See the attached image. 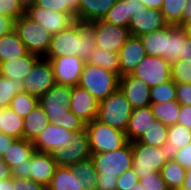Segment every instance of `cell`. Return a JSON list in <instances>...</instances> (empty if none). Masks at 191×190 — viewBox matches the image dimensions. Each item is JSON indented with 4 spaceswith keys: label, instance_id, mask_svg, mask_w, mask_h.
Listing matches in <instances>:
<instances>
[{
    "label": "cell",
    "instance_id": "f5cc1de1",
    "mask_svg": "<svg viewBox=\"0 0 191 190\" xmlns=\"http://www.w3.org/2000/svg\"><path fill=\"white\" fill-rule=\"evenodd\" d=\"M177 124L183 125L191 130V105H180Z\"/></svg>",
    "mask_w": 191,
    "mask_h": 190
},
{
    "label": "cell",
    "instance_id": "d6a6232c",
    "mask_svg": "<svg viewBox=\"0 0 191 190\" xmlns=\"http://www.w3.org/2000/svg\"><path fill=\"white\" fill-rule=\"evenodd\" d=\"M169 190H181L186 178V169L173 158L166 162L160 171Z\"/></svg>",
    "mask_w": 191,
    "mask_h": 190
},
{
    "label": "cell",
    "instance_id": "e7e4bbea",
    "mask_svg": "<svg viewBox=\"0 0 191 190\" xmlns=\"http://www.w3.org/2000/svg\"><path fill=\"white\" fill-rule=\"evenodd\" d=\"M128 190H145L142 185L138 182L137 184L133 185L130 189Z\"/></svg>",
    "mask_w": 191,
    "mask_h": 190
},
{
    "label": "cell",
    "instance_id": "94428289",
    "mask_svg": "<svg viewBox=\"0 0 191 190\" xmlns=\"http://www.w3.org/2000/svg\"><path fill=\"white\" fill-rule=\"evenodd\" d=\"M37 0H17L18 5L25 12L30 7L34 6Z\"/></svg>",
    "mask_w": 191,
    "mask_h": 190
},
{
    "label": "cell",
    "instance_id": "7c38bea8",
    "mask_svg": "<svg viewBox=\"0 0 191 190\" xmlns=\"http://www.w3.org/2000/svg\"><path fill=\"white\" fill-rule=\"evenodd\" d=\"M150 88L171 80V64L163 57L146 56L132 72Z\"/></svg>",
    "mask_w": 191,
    "mask_h": 190
},
{
    "label": "cell",
    "instance_id": "603a6c76",
    "mask_svg": "<svg viewBox=\"0 0 191 190\" xmlns=\"http://www.w3.org/2000/svg\"><path fill=\"white\" fill-rule=\"evenodd\" d=\"M154 121H156V117L150 106L134 109L125 131L128 142L137 141Z\"/></svg>",
    "mask_w": 191,
    "mask_h": 190
},
{
    "label": "cell",
    "instance_id": "4316f807",
    "mask_svg": "<svg viewBox=\"0 0 191 190\" xmlns=\"http://www.w3.org/2000/svg\"><path fill=\"white\" fill-rule=\"evenodd\" d=\"M26 46L13 29L11 32L0 37V62L20 59L28 54Z\"/></svg>",
    "mask_w": 191,
    "mask_h": 190
},
{
    "label": "cell",
    "instance_id": "1f68e13d",
    "mask_svg": "<svg viewBox=\"0 0 191 190\" xmlns=\"http://www.w3.org/2000/svg\"><path fill=\"white\" fill-rule=\"evenodd\" d=\"M0 132L14 139L23 138L24 118L16 114L11 108H3L1 111Z\"/></svg>",
    "mask_w": 191,
    "mask_h": 190
},
{
    "label": "cell",
    "instance_id": "db71d44e",
    "mask_svg": "<svg viewBox=\"0 0 191 190\" xmlns=\"http://www.w3.org/2000/svg\"><path fill=\"white\" fill-rule=\"evenodd\" d=\"M14 29V21L7 17L0 15V37L6 35Z\"/></svg>",
    "mask_w": 191,
    "mask_h": 190
},
{
    "label": "cell",
    "instance_id": "cb8c5ba5",
    "mask_svg": "<svg viewBox=\"0 0 191 190\" xmlns=\"http://www.w3.org/2000/svg\"><path fill=\"white\" fill-rule=\"evenodd\" d=\"M139 38L147 56L165 58L168 55L169 24Z\"/></svg>",
    "mask_w": 191,
    "mask_h": 190
},
{
    "label": "cell",
    "instance_id": "60d3db41",
    "mask_svg": "<svg viewBox=\"0 0 191 190\" xmlns=\"http://www.w3.org/2000/svg\"><path fill=\"white\" fill-rule=\"evenodd\" d=\"M36 105H38V97L23 91L12 98L9 108L20 117L25 118Z\"/></svg>",
    "mask_w": 191,
    "mask_h": 190
},
{
    "label": "cell",
    "instance_id": "44dd1931",
    "mask_svg": "<svg viewBox=\"0 0 191 190\" xmlns=\"http://www.w3.org/2000/svg\"><path fill=\"white\" fill-rule=\"evenodd\" d=\"M146 56L140 38L131 36L118 52L120 77L132 74L135 68Z\"/></svg>",
    "mask_w": 191,
    "mask_h": 190
},
{
    "label": "cell",
    "instance_id": "f1b7e54d",
    "mask_svg": "<svg viewBox=\"0 0 191 190\" xmlns=\"http://www.w3.org/2000/svg\"><path fill=\"white\" fill-rule=\"evenodd\" d=\"M47 190H83L80 176H75L67 166H57Z\"/></svg>",
    "mask_w": 191,
    "mask_h": 190
},
{
    "label": "cell",
    "instance_id": "ee69618b",
    "mask_svg": "<svg viewBox=\"0 0 191 190\" xmlns=\"http://www.w3.org/2000/svg\"><path fill=\"white\" fill-rule=\"evenodd\" d=\"M176 100V86L172 80L166 81L150 89L151 104Z\"/></svg>",
    "mask_w": 191,
    "mask_h": 190
},
{
    "label": "cell",
    "instance_id": "f907efd6",
    "mask_svg": "<svg viewBox=\"0 0 191 190\" xmlns=\"http://www.w3.org/2000/svg\"><path fill=\"white\" fill-rule=\"evenodd\" d=\"M173 159L186 170L191 168V142L181 149L173 151Z\"/></svg>",
    "mask_w": 191,
    "mask_h": 190
},
{
    "label": "cell",
    "instance_id": "9a60e30c",
    "mask_svg": "<svg viewBox=\"0 0 191 190\" xmlns=\"http://www.w3.org/2000/svg\"><path fill=\"white\" fill-rule=\"evenodd\" d=\"M46 59L52 63L56 84L71 87L79 85L80 75L85 65L80 57L68 55Z\"/></svg>",
    "mask_w": 191,
    "mask_h": 190
},
{
    "label": "cell",
    "instance_id": "7dc6e473",
    "mask_svg": "<svg viewBox=\"0 0 191 190\" xmlns=\"http://www.w3.org/2000/svg\"><path fill=\"white\" fill-rule=\"evenodd\" d=\"M0 15L11 18L14 22L24 15L17 0H0Z\"/></svg>",
    "mask_w": 191,
    "mask_h": 190
},
{
    "label": "cell",
    "instance_id": "83f0119b",
    "mask_svg": "<svg viewBox=\"0 0 191 190\" xmlns=\"http://www.w3.org/2000/svg\"><path fill=\"white\" fill-rule=\"evenodd\" d=\"M49 124L45 111L38 104L24 118L23 139L33 142Z\"/></svg>",
    "mask_w": 191,
    "mask_h": 190
},
{
    "label": "cell",
    "instance_id": "277c9868",
    "mask_svg": "<svg viewBox=\"0 0 191 190\" xmlns=\"http://www.w3.org/2000/svg\"><path fill=\"white\" fill-rule=\"evenodd\" d=\"M133 108L118 88L98 104L97 120L112 128L126 131Z\"/></svg>",
    "mask_w": 191,
    "mask_h": 190
},
{
    "label": "cell",
    "instance_id": "ffe728a7",
    "mask_svg": "<svg viewBox=\"0 0 191 190\" xmlns=\"http://www.w3.org/2000/svg\"><path fill=\"white\" fill-rule=\"evenodd\" d=\"M146 6L141 0H119L109 9L101 19L116 26L129 28L132 16L142 12Z\"/></svg>",
    "mask_w": 191,
    "mask_h": 190
},
{
    "label": "cell",
    "instance_id": "7a4b0ae2",
    "mask_svg": "<svg viewBox=\"0 0 191 190\" xmlns=\"http://www.w3.org/2000/svg\"><path fill=\"white\" fill-rule=\"evenodd\" d=\"M119 76L103 67L85 63L79 85L101 102L119 88Z\"/></svg>",
    "mask_w": 191,
    "mask_h": 190
},
{
    "label": "cell",
    "instance_id": "6125c7cd",
    "mask_svg": "<svg viewBox=\"0 0 191 190\" xmlns=\"http://www.w3.org/2000/svg\"><path fill=\"white\" fill-rule=\"evenodd\" d=\"M181 190H191V168L186 170V178Z\"/></svg>",
    "mask_w": 191,
    "mask_h": 190
},
{
    "label": "cell",
    "instance_id": "8992f818",
    "mask_svg": "<svg viewBox=\"0 0 191 190\" xmlns=\"http://www.w3.org/2000/svg\"><path fill=\"white\" fill-rule=\"evenodd\" d=\"M91 153L111 152L127 143L125 132L101 123L97 119L86 124Z\"/></svg>",
    "mask_w": 191,
    "mask_h": 190
},
{
    "label": "cell",
    "instance_id": "ac0fdd59",
    "mask_svg": "<svg viewBox=\"0 0 191 190\" xmlns=\"http://www.w3.org/2000/svg\"><path fill=\"white\" fill-rule=\"evenodd\" d=\"M98 104L97 100L86 89L78 85L72 87L69 110L86 124L97 119Z\"/></svg>",
    "mask_w": 191,
    "mask_h": 190
},
{
    "label": "cell",
    "instance_id": "e575fe53",
    "mask_svg": "<svg viewBox=\"0 0 191 190\" xmlns=\"http://www.w3.org/2000/svg\"><path fill=\"white\" fill-rule=\"evenodd\" d=\"M80 34V58L86 63L92 56V51L97 50L95 42V28L89 22L78 21Z\"/></svg>",
    "mask_w": 191,
    "mask_h": 190
},
{
    "label": "cell",
    "instance_id": "484cf974",
    "mask_svg": "<svg viewBox=\"0 0 191 190\" xmlns=\"http://www.w3.org/2000/svg\"><path fill=\"white\" fill-rule=\"evenodd\" d=\"M119 0H80L79 14L76 21L92 22L100 20Z\"/></svg>",
    "mask_w": 191,
    "mask_h": 190
},
{
    "label": "cell",
    "instance_id": "30bf717a",
    "mask_svg": "<svg viewBox=\"0 0 191 190\" xmlns=\"http://www.w3.org/2000/svg\"><path fill=\"white\" fill-rule=\"evenodd\" d=\"M72 142L66 149H56L51 154L57 166H70L91 158V149L87 130L72 132Z\"/></svg>",
    "mask_w": 191,
    "mask_h": 190
},
{
    "label": "cell",
    "instance_id": "52a82bcc",
    "mask_svg": "<svg viewBox=\"0 0 191 190\" xmlns=\"http://www.w3.org/2000/svg\"><path fill=\"white\" fill-rule=\"evenodd\" d=\"M89 23L95 28L96 46L102 50L118 53L131 37L127 27L116 26L101 19Z\"/></svg>",
    "mask_w": 191,
    "mask_h": 190
},
{
    "label": "cell",
    "instance_id": "9f6ffc18",
    "mask_svg": "<svg viewBox=\"0 0 191 190\" xmlns=\"http://www.w3.org/2000/svg\"><path fill=\"white\" fill-rule=\"evenodd\" d=\"M191 23V0H185V9L182 13V27Z\"/></svg>",
    "mask_w": 191,
    "mask_h": 190
},
{
    "label": "cell",
    "instance_id": "681fc988",
    "mask_svg": "<svg viewBox=\"0 0 191 190\" xmlns=\"http://www.w3.org/2000/svg\"><path fill=\"white\" fill-rule=\"evenodd\" d=\"M13 189L14 190H47L44 185L30 179V178H18L13 177Z\"/></svg>",
    "mask_w": 191,
    "mask_h": 190
},
{
    "label": "cell",
    "instance_id": "e0dca14e",
    "mask_svg": "<svg viewBox=\"0 0 191 190\" xmlns=\"http://www.w3.org/2000/svg\"><path fill=\"white\" fill-rule=\"evenodd\" d=\"M119 89L123 92L133 110L151 105V88L140 78L135 77L132 74L120 77Z\"/></svg>",
    "mask_w": 191,
    "mask_h": 190
},
{
    "label": "cell",
    "instance_id": "680465c9",
    "mask_svg": "<svg viewBox=\"0 0 191 190\" xmlns=\"http://www.w3.org/2000/svg\"><path fill=\"white\" fill-rule=\"evenodd\" d=\"M141 2L148 8L161 10L163 0H141Z\"/></svg>",
    "mask_w": 191,
    "mask_h": 190
},
{
    "label": "cell",
    "instance_id": "4fadbf2b",
    "mask_svg": "<svg viewBox=\"0 0 191 190\" xmlns=\"http://www.w3.org/2000/svg\"><path fill=\"white\" fill-rule=\"evenodd\" d=\"M80 40L78 21H75L65 30L52 36L48 53L44 58H58L68 55L80 57Z\"/></svg>",
    "mask_w": 191,
    "mask_h": 190
},
{
    "label": "cell",
    "instance_id": "8d00e7d4",
    "mask_svg": "<svg viewBox=\"0 0 191 190\" xmlns=\"http://www.w3.org/2000/svg\"><path fill=\"white\" fill-rule=\"evenodd\" d=\"M168 135V126L159 120L154 121L152 126L145 131L144 134L137 140L142 144H147L155 147L166 146Z\"/></svg>",
    "mask_w": 191,
    "mask_h": 190
},
{
    "label": "cell",
    "instance_id": "7bdbcfd3",
    "mask_svg": "<svg viewBox=\"0 0 191 190\" xmlns=\"http://www.w3.org/2000/svg\"><path fill=\"white\" fill-rule=\"evenodd\" d=\"M35 6L70 14L76 18L79 14L80 0H37Z\"/></svg>",
    "mask_w": 191,
    "mask_h": 190
},
{
    "label": "cell",
    "instance_id": "5b68a950",
    "mask_svg": "<svg viewBox=\"0 0 191 190\" xmlns=\"http://www.w3.org/2000/svg\"><path fill=\"white\" fill-rule=\"evenodd\" d=\"M14 30L31 54L45 57L52 35L41 24L29 19L25 14L14 22Z\"/></svg>",
    "mask_w": 191,
    "mask_h": 190
},
{
    "label": "cell",
    "instance_id": "b9f144b4",
    "mask_svg": "<svg viewBox=\"0 0 191 190\" xmlns=\"http://www.w3.org/2000/svg\"><path fill=\"white\" fill-rule=\"evenodd\" d=\"M184 9L185 0H163L161 12L168 24L182 27Z\"/></svg>",
    "mask_w": 191,
    "mask_h": 190
},
{
    "label": "cell",
    "instance_id": "3957f363",
    "mask_svg": "<svg viewBox=\"0 0 191 190\" xmlns=\"http://www.w3.org/2000/svg\"><path fill=\"white\" fill-rule=\"evenodd\" d=\"M131 148L133 154L132 169L139 179L153 172H160L164 164L173 157V152L168 146L153 147L133 141Z\"/></svg>",
    "mask_w": 191,
    "mask_h": 190
},
{
    "label": "cell",
    "instance_id": "f546056e",
    "mask_svg": "<svg viewBox=\"0 0 191 190\" xmlns=\"http://www.w3.org/2000/svg\"><path fill=\"white\" fill-rule=\"evenodd\" d=\"M171 80L174 83H191V38L184 42L181 60L171 64Z\"/></svg>",
    "mask_w": 191,
    "mask_h": 190
},
{
    "label": "cell",
    "instance_id": "d6986e66",
    "mask_svg": "<svg viewBox=\"0 0 191 190\" xmlns=\"http://www.w3.org/2000/svg\"><path fill=\"white\" fill-rule=\"evenodd\" d=\"M161 10L146 7L142 12L132 16L129 23L131 36L139 37L167 26Z\"/></svg>",
    "mask_w": 191,
    "mask_h": 190
},
{
    "label": "cell",
    "instance_id": "6f0895ef",
    "mask_svg": "<svg viewBox=\"0 0 191 190\" xmlns=\"http://www.w3.org/2000/svg\"><path fill=\"white\" fill-rule=\"evenodd\" d=\"M12 177L11 168L2 160L0 156V180Z\"/></svg>",
    "mask_w": 191,
    "mask_h": 190
},
{
    "label": "cell",
    "instance_id": "ba28073f",
    "mask_svg": "<svg viewBox=\"0 0 191 190\" xmlns=\"http://www.w3.org/2000/svg\"><path fill=\"white\" fill-rule=\"evenodd\" d=\"M35 152L31 141L16 139L1 156L2 160L11 168L12 177L29 178V165Z\"/></svg>",
    "mask_w": 191,
    "mask_h": 190
},
{
    "label": "cell",
    "instance_id": "7402d4cb",
    "mask_svg": "<svg viewBox=\"0 0 191 190\" xmlns=\"http://www.w3.org/2000/svg\"><path fill=\"white\" fill-rule=\"evenodd\" d=\"M56 167L52 154L35 151L30 159L29 178L48 187Z\"/></svg>",
    "mask_w": 191,
    "mask_h": 190
},
{
    "label": "cell",
    "instance_id": "816d5d0a",
    "mask_svg": "<svg viewBox=\"0 0 191 190\" xmlns=\"http://www.w3.org/2000/svg\"><path fill=\"white\" fill-rule=\"evenodd\" d=\"M176 100L180 105H191V83H175Z\"/></svg>",
    "mask_w": 191,
    "mask_h": 190
},
{
    "label": "cell",
    "instance_id": "c3c4849f",
    "mask_svg": "<svg viewBox=\"0 0 191 190\" xmlns=\"http://www.w3.org/2000/svg\"><path fill=\"white\" fill-rule=\"evenodd\" d=\"M139 182L136 172L131 168L118 176L116 190H128Z\"/></svg>",
    "mask_w": 191,
    "mask_h": 190
},
{
    "label": "cell",
    "instance_id": "4dcf8cb0",
    "mask_svg": "<svg viewBox=\"0 0 191 190\" xmlns=\"http://www.w3.org/2000/svg\"><path fill=\"white\" fill-rule=\"evenodd\" d=\"M187 34L181 26L169 24L168 55L164 58L172 64L181 60L184 50V42L187 40Z\"/></svg>",
    "mask_w": 191,
    "mask_h": 190
},
{
    "label": "cell",
    "instance_id": "9c48e42d",
    "mask_svg": "<svg viewBox=\"0 0 191 190\" xmlns=\"http://www.w3.org/2000/svg\"><path fill=\"white\" fill-rule=\"evenodd\" d=\"M23 82L25 92L38 98L46 94L56 84L51 61L41 57L34 64Z\"/></svg>",
    "mask_w": 191,
    "mask_h": 190
},
{
    "label": "cell",
    "instance_id": "91938a15",
    "mask_svg": "<svg viewBox=\"0 0 191 190\" xmlns=\"http://www.w3.org/2000/svg\"><path fill=\"white\" fill-rule=\"evenodd\" d=\"M0 190H14L13 189V177H9L0 180Z\"/></svg>",
    "mask_w": 191,
    "mask_h": 190
},
{
    "label": "cell",
    "instance_id": "836d02e7",
    "mask_svg": "<svg viewBox=\"0 0 191 190\" xmlns=\"http://www.w3.org/2000/svg\"><path fill=\"white\" fill-rule=\"evenodd\" d=\"M68 167L76 177L80 176L83 190H96L98 173L95 170L94 162L91 158Z\"/></svg>",
    "mask_w": 191,
    "mask_h": 190
},
{
    "label": "cell",
    "instance_id": "d590c367",
    "mask_svg": "<svg viewBox=\"0 0 191 190\" xmlns=\"http://www.w3.org/2000/svg\"><path fill=\"white\" fill-rule=\"evenodd\" d=\"M156 120L163 122L166 126L177 124L180 112V104L177 100L165 101L150 105Z\"/></svg>",
    "mask_w": 191,
    "mask_h": 190
},
{
    "label": "cell",
    "instance_id": "f35d334b",
    "mask_svg": "<svg viewBox=\"0 0 191 190\" xmlns=\"http://www.w3.org/2000/svg\"><path fill=\"white\" fill-rule=\"evenodd\" d=\"M191 142V130L179 124L168 126V135L166 146L170 147L172 152L183 148Z\"/></svg>",
    "mask_w": 191,
    "mask_h": 190
},
{
    "label": "cell",
    "instance_id": "f6af8a7d",
    "mask_svg": "<svg viewBox=\"0 0 191 190\" xmlns=\"http://www.w3.org/2000/svg\"><path fill=\"white\" fill-rule=\"evenodd\" d=\"M54 124L63 127L70 132L86 129V123L69 109L66 110V114L63 115V117L60 118V120H57Z\"/></svg>",
    "mask_w": 191,
    "mask_h": 190
},
{
    "label": "cell",
    "instance_id": "ab89813d",
    "mask_svg": "<svg viewBox=\"0 0 191 190\" xmlns=\"http://www.w3.org/2000/svg\"><path fill=\"white\" fill-rule=\"evenodd\" d=\"M24 91L23 80L8 79L0 76V108L9 107L12 98Z\"/></svg>",
    "mask_w": 191,
    "mask_h": 190
},
{
    "label": "cell",
    "instance_id": "d4e9b609",
    "mask_svg": "<svg viewBox=\"0 0 191 190\" xmlns=\"http://www.w3.org/2000/svg\"><path fill=\"white\" fill-rule=\"evenodd\" d=\"M40 58L35 54L28 53L18 60L0 62V76L8 79L24 80Z\"/></svg>",
    "mask_w": 191,
    "mask_h": 190
},
{
    "label": "cell",
    "instance_id": "03108f58",
    "mask_svg": "<svg viewBox=\"0 0 191 190\" xmlns=\"http://www.w3.org/2000/svg\"><path fill=\"white\" fill-rule=\"evenodd\" d=\"M2 108H0V115H1ZM0 124H1V118H0Z\"/></svg>",
    "mask_w": 191,
    "mask_h": 190
},
{
    "label": "cell",
    "instance_id": "6da1fadb",
    "mask_svg": "<svg viewBox=\"0 0 191 190\" xmlns=\"http://www.w3.org/2000/svg\"><path fill=\"white\" fill-rule=\"evenodd\" d=\"M91 159L98 173L96 190H116L118 176L132 168L131 142L118 150L93 153Z\"/></svg>",
    "mask_w": 191,
    "mask_h": 190
},
{
    "label": "cell",
    "instance_id": "74e56055",
    "mask_svg": "<svg viewBox=\"0 0 191 190\" xmlns=\"http://www.w3.org/2000/svg\"><path fill=\"white\" fill-rule=\"evenodd\" d=\"M92 65L103 67L120 77V63L118 53L109 52L97 48V50L92 51L91 58L86 62Z\"/></svg>",
    "mask_w": 191,
    "mask_h": 190
},
{
    "label": "cell",
    "instance_id": "5bb4252c",
    "mask_svg": "<svg viewBox=\"0 0 191 190\" xmlns=\"http://www.w3.org/2000/svg\"><path fill=\"white\" fill-rule=\"evenodd\" d=\"M24 14L31 20L41 24L51 35L65 30L76 21L70 14L55 12L40 6H32Z\"/></svg>",
    "mask_w": 191,
    "mask_h": 190
},
{
    "label": "cell",
    "instance_id": "bcb514c9",
    "mask_svg": "<svg viewBox=\"0 0 191 190\" xmlns=\"http://www.w3.org/2000/svg\"><path fill=\"white\" fill-rule=\"evenodd\" d=\"M139 183L145 190H169L167 184L162 179L160 172H153L141 177Z\"/></svg>",
    "mask_w": 191,
    "mask_h": 190
},
{
    "label": "cell",
    "instance_id": "2e32d148",
    "mask_svg": "<svg viewBox=\"0 0 191 190\" xmlns=\"http://www.w3.org/2000/svg\"><path fill=\"white\" fill-rule=\"evenodd\" d=\"M72 139V132L53 123H49L32 143L35 151L51 154L56 149L68 148Z\"/></svg>",
    "mask_w": 191,
    "mask_h": 190
},
{
    "label": "cell",
    "instance_id": "11a10c76",
    "mask_svg": "<svg viewBox=\"0 0 191 190\" xmlns=\"http://www.w3.org/2000/svg\"><path fill=\"white\" fill-rule=\"evenodd\" d=\"M13 137L7 136L0 132V156L5 153V151L10 147V145L15 141Z\"/></svg>",
    "mask_w": 191,
    "mask_h": 190
},
{
    "label": "cell",
    "instance_id": "be15d7a7",
    "mask_svg": "<svg viewBox=\"0 0 191 190\" xmlns=\"http://www.w3.org/2000/svg\"><path fill=\"white\" fill-rule=\"evenodd\" d=\"M182 28L185 30L187 37L191 38V23L185 24Z\"/></svg>",
    "mask_w": 191,
    "mask_h": 190
},
{
    "label": "cell",
    "instance_id": "8fae6325",
    "mask_svg": "<svg viewBox=\"0 0 191 190\" xmlns=\"http://www.w3.org/2000/svg\"><path fill=\"white\" fill-rule=\"evenodd\" d=\"M71 86L55 84L46 94L38 98V104L48 116L49 123H55L69 109Z\"/></svg>",
    "mask_w": 191,
    "mask_h": 190
}]
</instances>
